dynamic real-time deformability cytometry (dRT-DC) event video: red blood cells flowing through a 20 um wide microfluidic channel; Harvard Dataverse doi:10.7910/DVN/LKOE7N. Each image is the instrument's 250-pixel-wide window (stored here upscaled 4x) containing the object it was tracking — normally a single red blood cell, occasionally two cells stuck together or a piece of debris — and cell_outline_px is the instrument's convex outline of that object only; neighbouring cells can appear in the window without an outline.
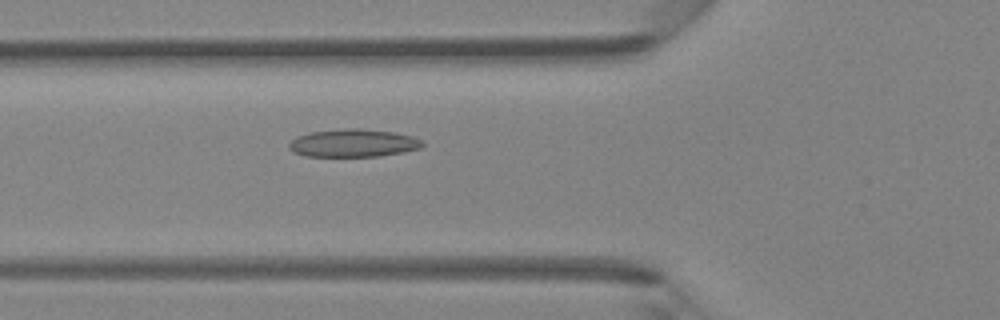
{"species": "Egyptian fruit bat (a non-hibernating species)", "species_latin": "Rousettus aegyptiacus", "temperature_condition": "room temperature", "stored_images_in_passage": 34, "camera_frame_rate_fps": 3000, "um_per_image_px": 0.085, "animal": {"sex": "female"}, "frame": {"image": 1, "passage_image": 4, "time_ms": 1.0, "image_size_px": [1000, 320], "cell_outline_px": [[424, 144], [420, 148], [380, 156], [304, 156], [292, 152], [288, 148], [288, 144], [296, 136], [308, 132], [348, 128], [360, 128], [392, 132], [412, 136], [420, 140]], "centroid_in_image_um": [29.96, 12.16], "position_along_channel_um": 95.8, "area_um2": 21.62}}
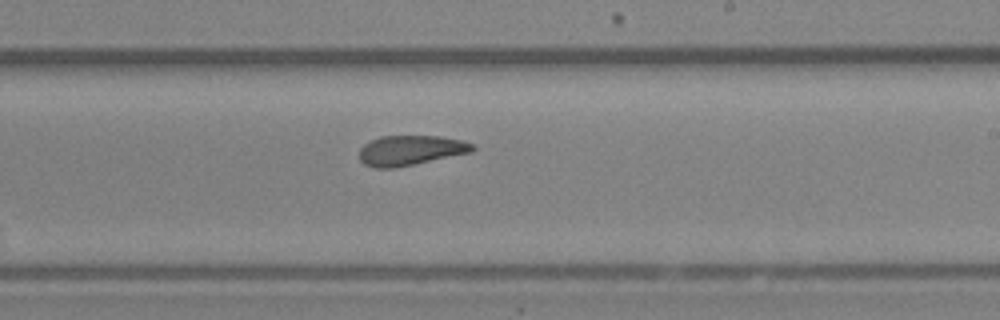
{"frame": {"image": 2, "passage_image": 15, "time_ms": 4.667, "image_size_px": [1000, 320], "cell_outline_px": [[476, 148], [472, 152], [396, 168], [376, 168], [364, 164], [360, 160], [360, 148], [364, 144], [380, 136], [440, 136], [460, 140], [476, 144]], "centroid_in_image_um": [34.91, 12.78], "position_along_channel_um": 254.1, "area_um2": 19.83}}
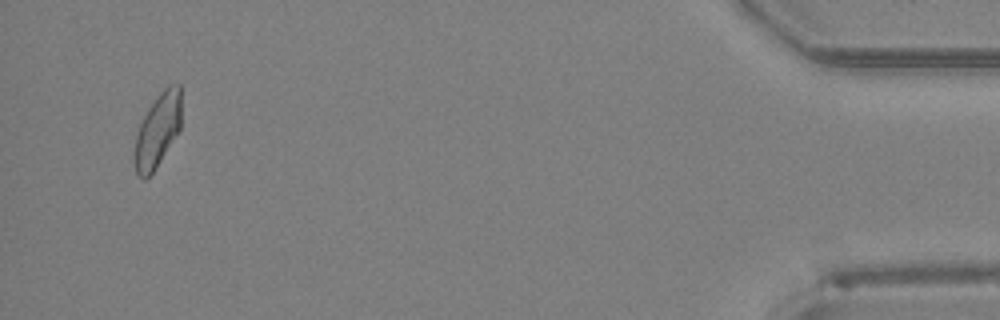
{"frame": {"image": 3, "passage_image": 32, "time_ms": 10.333, "image_size_px": [1000, 320], "cell_outline_px": [[180, 128], [152, 172], [144, 180], [136, 172], [132, 156], [132, 152], [136, 136], [140, 124], [148, 108], [156, 96], [168, 84], [180, 84]], "centroid_in_image_um": [13.35, 11.06], "position_along_channel_um": 421.8, "area_um2": 19.83}, "authors_computed_cell_mechanics": {"area_um2": 20.4323, "velocity_mm_per_s": 4.3382, "shape_relaxation_time_tau1_ms": null, "shape_relaxation_time_tau2_ms": 3.3286, "deformation_change_tau1": null, "deformation_change_tau2": 0.1004}}